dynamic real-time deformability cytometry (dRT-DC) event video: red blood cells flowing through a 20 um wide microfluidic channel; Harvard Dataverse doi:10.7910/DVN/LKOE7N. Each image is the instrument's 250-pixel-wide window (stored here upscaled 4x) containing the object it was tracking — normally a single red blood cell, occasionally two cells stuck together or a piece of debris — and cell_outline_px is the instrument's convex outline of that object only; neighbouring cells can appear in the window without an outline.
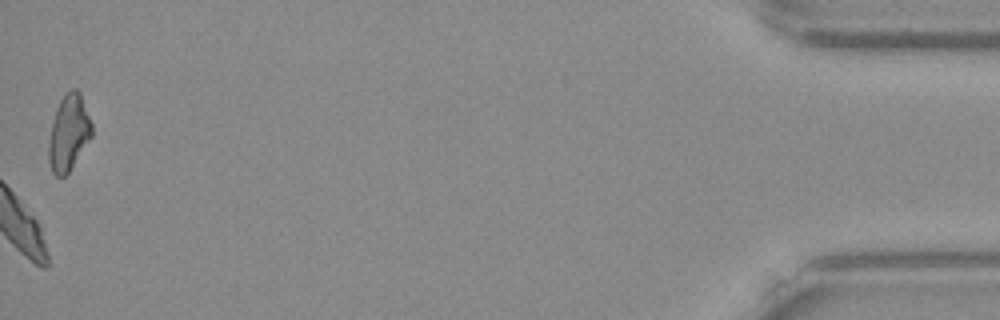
{"species": "Egyptian fruit bat (a non-hibernating species)", "species_latin": "Rousettus aegyptiacus", "temperature_condition": "warm", "stored_images_in_passage": 52, "camera_frame_rate_fps": 3000, "um_per_image_px": 0.085, "frame": {"image": 1, "passage_image": 52, "time_ms": 17.0, "image_size_px": [1000, 320], "cell_outline_px": [[92, 136], [68, 172], [64, 176], [56, 176], [52, 172], [48, 160], [48, 144], [52, 124], [56, 108], [60, 100], [72, 88], [76, 88], [80, 92], [92, 124]], "centroid_in_image_um": [5.83, 11.28], "position_along_channel_um": 429.4, "area_um2": 18.84}, "authors_computed_cell_mechanics": {"area_um2": 22.5998, "velocity_mm_per_s": 3.8876, "shape_relaxation_time_tau1_ms": 2.8442, "shape_relaxation_time_tau2_ms": 1.8151, "deformation_change_tau1": 0.1139, "deformation_change_tau2": 0.0431}}